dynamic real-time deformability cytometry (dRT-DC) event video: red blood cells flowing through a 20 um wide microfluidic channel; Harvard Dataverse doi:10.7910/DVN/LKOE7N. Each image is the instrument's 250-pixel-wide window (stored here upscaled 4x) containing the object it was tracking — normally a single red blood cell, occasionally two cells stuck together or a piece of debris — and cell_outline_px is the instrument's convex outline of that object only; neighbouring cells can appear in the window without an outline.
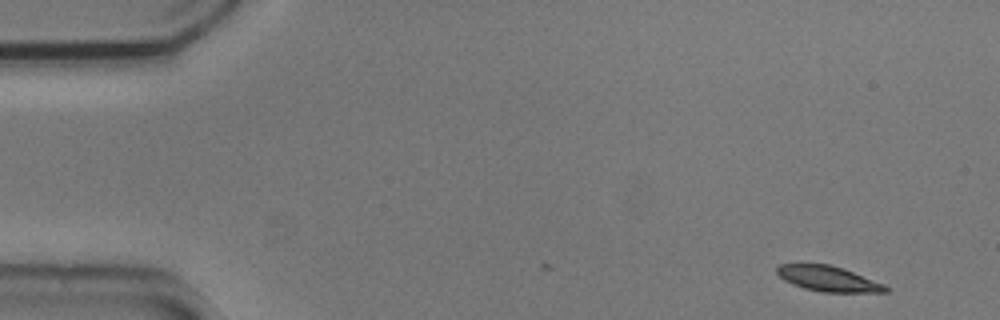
{"species": "common noctule bat (a hibernating species)", "species_latin": "Nyctalus noctula", "temperature_condition": "cold", "stored_images_in_passage": 2, "camera_frame_rate_fps": 3000, "um_per_image_px": 0.085, "animal": {"sex": "male", "body_mass_g": 20.5, "forearm_length_mm": 52.5}, "frame": {"image": 1, "passage_image": 2, "time_ms": 0.333, "image_size_px": [1000, 320], "cell_outline_px": [[888, 292], [820, 292], [804, 288], [792, 284], [784, 280], [776, 272], [776, 268], [780, 264], [828, 264], [844, 268], [884, 284], [888, 288]], "centroid_in_image_um": [70.39, 23.69], "position_along_channel_um": 14.6, "area_um2": 16.01}}